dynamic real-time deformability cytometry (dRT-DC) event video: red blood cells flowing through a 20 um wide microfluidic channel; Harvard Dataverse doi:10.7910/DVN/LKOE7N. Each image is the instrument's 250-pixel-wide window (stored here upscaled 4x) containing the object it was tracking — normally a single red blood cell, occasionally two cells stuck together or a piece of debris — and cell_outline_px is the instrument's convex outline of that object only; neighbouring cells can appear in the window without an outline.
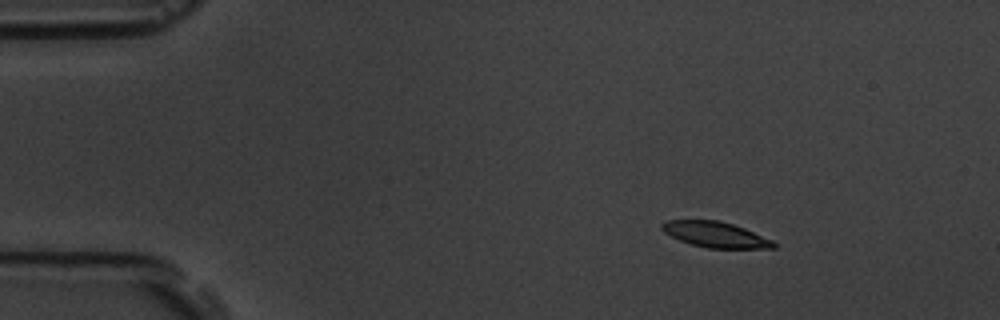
{"species": "common noctule bat (a hibernating species)", "species_latin": "Nyctalus noctula", "temperature_condition": "room temperature", "stored_images_in_passage": 3, "camera_frame_rate_fps": 3000, "um_per_image_px": 0.085, "animal": {"sex": "male", "body_mass_g": 19.5, "forearm_length_mm": 54.6}, "frame": {"image": 1, "passage_image": 1, "time_ms": 0.0, "image_size_px": [1000, 320], "cell_outline_px": [[776, 248], [708, 248], [692, 244], [680, 240], [664, 232], [660, 228], [660, 224], [664, 220], [720, 220], [744, 228], [772, 240], [776, 244]], "centroid_in_image_um": [60.78, 19.93], "position_along_channel_um": 24.2, "area_um2": 16.59}}